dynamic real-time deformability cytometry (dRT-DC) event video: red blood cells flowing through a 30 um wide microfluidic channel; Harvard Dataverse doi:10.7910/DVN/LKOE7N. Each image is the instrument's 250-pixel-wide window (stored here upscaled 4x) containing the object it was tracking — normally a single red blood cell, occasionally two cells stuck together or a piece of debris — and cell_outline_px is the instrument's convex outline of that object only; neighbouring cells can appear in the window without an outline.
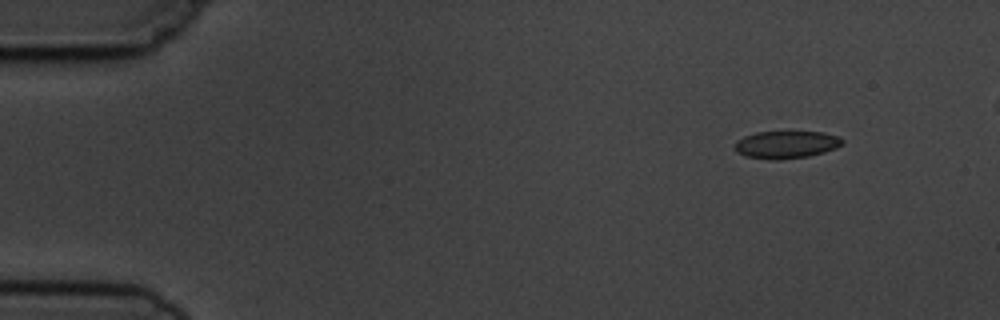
{"species": "common noctule bat (a hibernating species)", "species_latin": "Nyctalus noctula", "temperature_condition": "cold", "stored_images_in_passage": 5, "camera_frame_rate_fps": 3000, "um_per_image_px": 0.085, "animal": {"sex": "male", "body_mass_g": 19.5, "forearm_length_mm": 54.6}, "frame": {"image": 1, "passage_image": 2, "time_ms": 1.0, "image_size_px": [1000, 320], "cell_outline_px": [[844, 144], [836, 148], [824, 152], [808, 156], [780, 160], [772, 160], [744, 156], [736, 152], [736, 140], [744, 136], [756, 132], [824, 132], [840, 136], [844, 140]], "centroid_in_image_um": [66.86, 12.29], "position_along_channel_um": 18.1, "area_um2": 17.4}}